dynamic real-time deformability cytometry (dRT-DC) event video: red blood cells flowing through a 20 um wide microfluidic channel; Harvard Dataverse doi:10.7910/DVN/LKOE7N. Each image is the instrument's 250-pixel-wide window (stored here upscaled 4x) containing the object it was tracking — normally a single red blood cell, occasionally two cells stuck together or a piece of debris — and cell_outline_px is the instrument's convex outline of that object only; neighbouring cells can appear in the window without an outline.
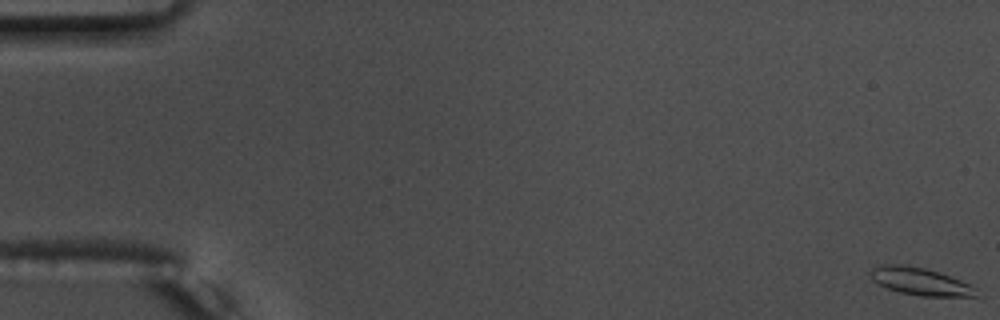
{"species": "common noctule bat (a hibernating species)", "species_latin": "Nyctalus noctula", "temperature_condition": "warm", "stored_images_in_passage": 58, "camera_frame_rate_fps": 3000, "um_per_image_px": 0.085, "animal": {"sex": "male", "body_mass_g": 17.5, "forearm_length_mm": 52.3}, "frame": {"image": 1, "passage_image": 1, "time_ms": 0.0, "image_size_px": [1000, 320], "cell_outline_px": [[980, 296], [920, 296], [900, 292], [888, 288], [872, 280], [868, 272], [872, 268], [884, 264], [904, 264], [924, 268], [940, 272], [972, 284], [976, 288]], "centroid_in_image_um": [78.25, 23.91], "position_along_channel_um": 6.8, "area_um2": 17.11}}
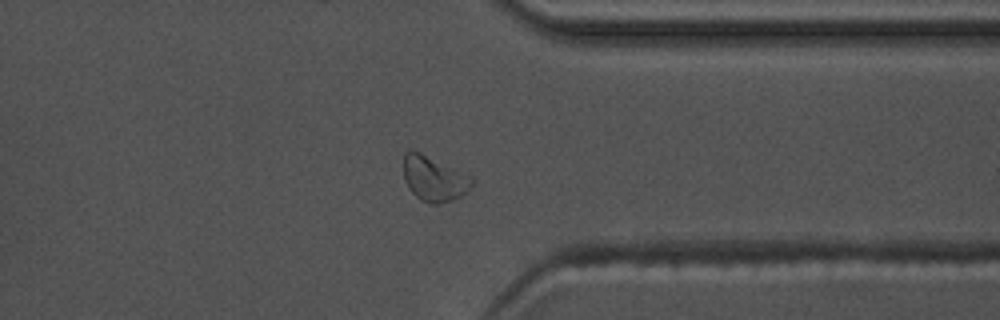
{"frame": {"image": 2, "passage_image": 45, "time_ms": 14.667, "image_size_px": [1000, 320], "cell_outline_px": [[476, 180], [460, 196], [452, 200], [440, 204], [432, 204], [420, 200], [412, 192], [404, 180], [404, 152], [408, 148], [420, 152], [472, 176]], "centroid_in_image_um": [36.87, 15.17], "position_along_channel_um": 374.5, "area_um2": 17.98}}
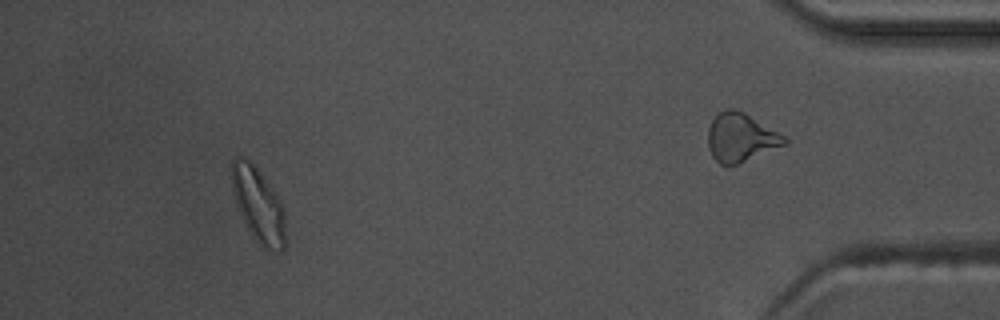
{"frame": {"image": 3, "passage_image": 53, "time_ms": 17.333, "image_size_px": [1000, 320], "cell_outline_px": [[284, 248], [280, 252], [264, 248], [252, 236], [244, 224], [236, 204], [232, 188], [232, 160], [236, 156], [244, 156], [256, 168], [272, 188], [284, 208]], "centroid_in_image_um": [21.93, 17.42], "position_along_channel_um": 413.3, "area_um2": 23.06}, "authors_computed_cell_mechanics": {"area_um2": 16.1551, "velocity_mm_per_s": 3.6984, "shape_relaxation_time_tau1_ms": 4.6827, "shape_relaxation_time_tau2_ms": 4.1416, "deformation_change_tau1": 0.1573, "deformation_change_tau2": 0.0869}}